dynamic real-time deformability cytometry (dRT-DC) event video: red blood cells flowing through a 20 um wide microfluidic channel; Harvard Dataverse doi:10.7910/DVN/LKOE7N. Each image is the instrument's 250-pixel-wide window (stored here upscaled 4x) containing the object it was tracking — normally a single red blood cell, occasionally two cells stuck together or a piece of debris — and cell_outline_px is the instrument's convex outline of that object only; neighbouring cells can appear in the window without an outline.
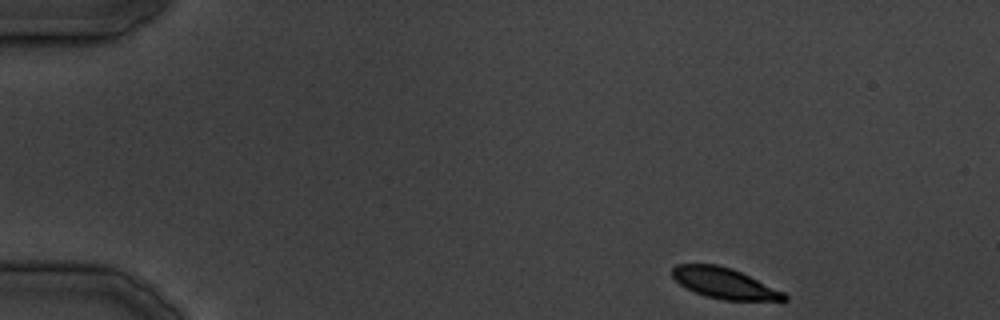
{"species": "common noctule bat (a hibernating species)", "species_latin": "Nyctalus noctula", "temperature_condition": "cold", "stored_images_in_passage": 18, "camera_frame_rate_fps": 3000, "um_per_image_px": 0.085, "animal": {"sex": "male", "body_mass_g": 19.5, "forearm_length_mm": 54.6}, "frame": {"image": 1, "passage_image": 1, "time_ms": 0.0, "image_size_px": [1000, 320], "cell_outline_px": [[788, 300], [724, 300], [704, 296], [680, 284], [672, 276], [672, 268], [676, 264], [716, 264], [732, 268], [784, 292], [788, 296]], "centroid_in_image_um": [61.56, 24.07], "position_along_channel_um": 23.4, "area_um2": 19.83}}
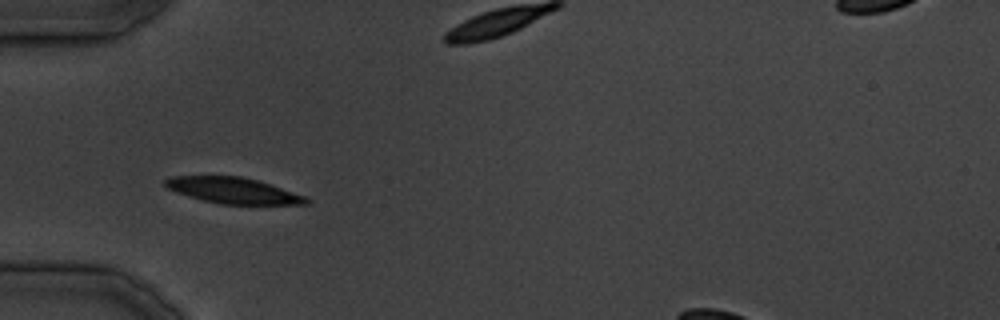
{"frame": {"image": 2, "passage_image": 8, "time_ms": 9.0, "image_size_px": [1000, 320], "cell_outline_px": [[308, 204], [220, 204], [188, 196], [176, 192], [168, 188], [164, 184], [164, 180], [168, 176], [240, 176], [256, 180], [304, 196], [308, 200]], "centroid_in_image_um": [19.74, 16.19], "position_along_channel_um": 65.3, "area_um2": 20.92}}